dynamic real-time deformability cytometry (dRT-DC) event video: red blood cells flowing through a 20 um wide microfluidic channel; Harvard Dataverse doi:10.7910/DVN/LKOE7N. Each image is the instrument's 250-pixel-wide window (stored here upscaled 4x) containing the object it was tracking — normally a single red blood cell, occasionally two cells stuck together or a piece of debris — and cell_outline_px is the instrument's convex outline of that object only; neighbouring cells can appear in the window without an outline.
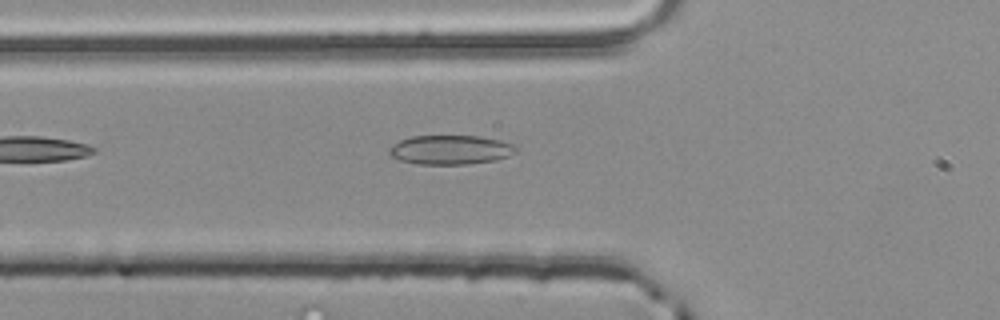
{"species": "common noctule bat (a hibernating species)", "species_latin": "Nyctalus noctula", "temperature_condition": "room temperature", "stored_images_in_passage": 3, "camera_frame_rate_fps": 3000, "um_per_image_px": 0.085, "animal": {"sex": "male", "body_mass_g": 20.4}, "frame": {"image": 1, "passage_image": 3, "time_ms": 0.667, "image_size_px": [1000, 320], "cell_outline_px": [[516, 152], [508, 156], [496, 160], [468, 164], [416, 164], [400, 160], [392, 156], [388, 152], [388, 148], [392, 144], [400, 140], [412, 136], [480, 136], [500, 140], [512, 144], [516, 148]], "centroid_in_image_um": [38.27, 12.73], "position_along_channel_um": 87.5, "area_um2": 21.62}}